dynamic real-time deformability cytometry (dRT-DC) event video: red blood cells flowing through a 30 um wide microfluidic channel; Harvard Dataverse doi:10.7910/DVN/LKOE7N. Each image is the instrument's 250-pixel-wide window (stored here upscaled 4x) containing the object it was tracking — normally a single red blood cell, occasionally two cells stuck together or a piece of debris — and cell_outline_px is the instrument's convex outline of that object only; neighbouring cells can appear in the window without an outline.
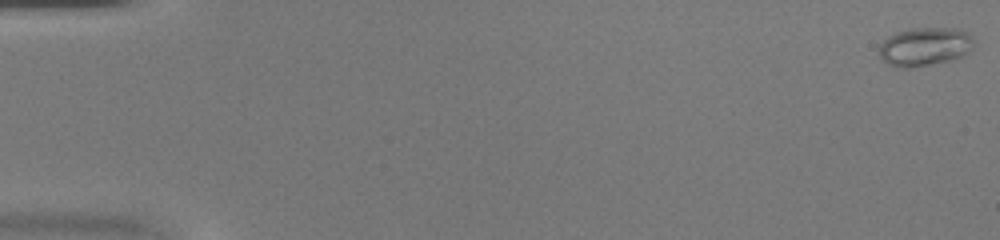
{"species": "common noctule bat (a hibernating species)", "species_latin": "Nyctalus noctula", "temperature_condition": "warm", "stored_images_in_passage": 47, "camera_frame_rate_fps": 3000, "um_per_image_px": 0.085, "animal": {"sex": "female", "body_mass_g": 20.0, "forearm_length_mm": 54.0}, "frame": {"image": 1, "passage_image": 1, "time_ms": 0.0, "image_size_px": [1000, 240], "cell_outline_px": [[972, 48], [964, 56], [948, 60], [912, 68], [896, 68], [888, 64], [880, 56], [880, 44], [888, 36], [896, 32], [912, 28], [960, 28], [968, 32], [972, 36]], "centroid_in_image_um": [78.61, 3.96], "position_along_channel_um": 6.4, "area_um2": 21.33}}
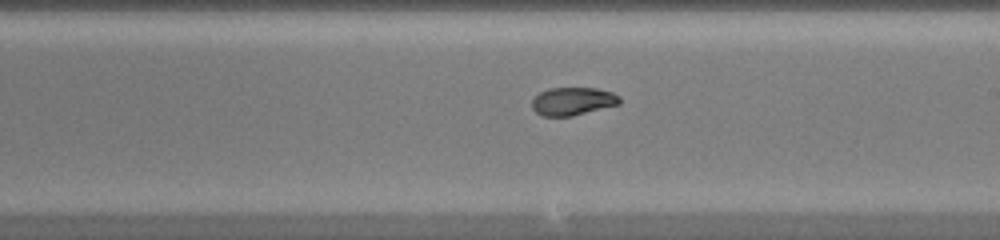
{"frame": {"image": 2, "passage_image": 28, "time_ms": 9.0, "image_size_px": [1000, 240], "cell_outline_px": [[620, 104], [572, 116], [540, 116], [532, 108], [532, 100], [540, 92], [548, 88], [596, 88], [612, 92], [620, 96]], "centroid_in_image_um": [48.68, 8.61], "position_along_channel_um": 240.3, "area_um2": 14.33}}
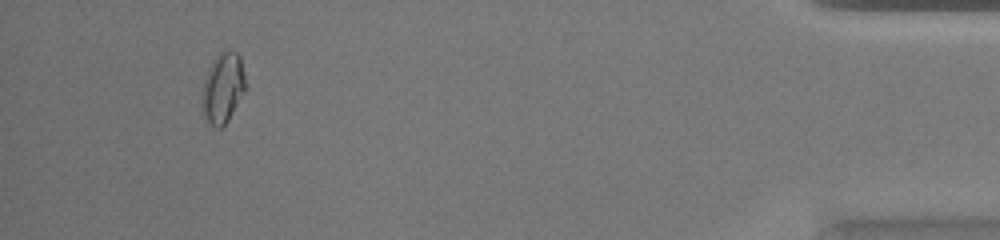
{"frame": {"image": 3, "passage_image": 44, "time_ms": 14.333, "image_size_px": [1000, 240], "cell_outline_px": [[248, 88], [228, 120], [220, 128], [216, 128], [208, 120], [204, 112], [200, 96], [200, 92], [204, 80], [212, 60], [220, 52], [236, 52], [240, 56], [248, 84]], "centroid_in_image_um": [18.98, 7.46], "position_along_channel_um": 416.2, "area_um2": 18.03}}